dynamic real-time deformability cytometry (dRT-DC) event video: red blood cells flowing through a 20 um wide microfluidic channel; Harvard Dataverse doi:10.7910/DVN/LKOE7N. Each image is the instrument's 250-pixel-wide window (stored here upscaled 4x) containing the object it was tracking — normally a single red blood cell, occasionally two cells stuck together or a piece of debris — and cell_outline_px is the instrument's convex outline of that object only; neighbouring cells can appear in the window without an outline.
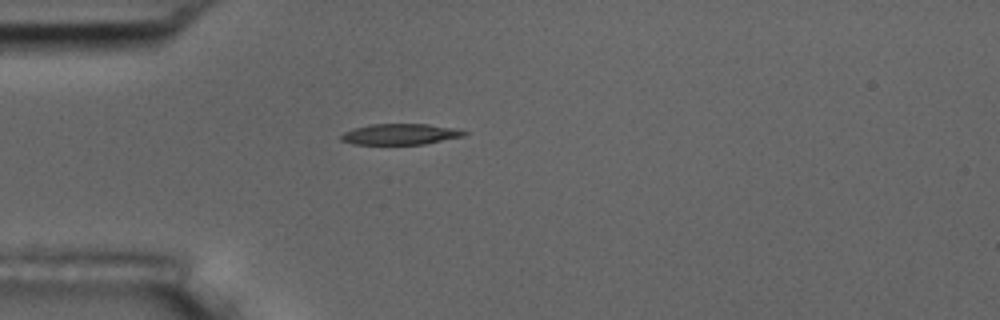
{"species": "common noctule bat (a hibernating species)", "species_latin": "Nyctalus noctula", "temperature_condition": "room temperature", "stored_images_in_passage": 1, "camera_frame_rate_fps": 3000, "um_per_image_px": 0.085, "animal": {"sex": "male", "body_mass_g": 17.5, "forearm_length_mm": 52.3}, "frame": {"image": 1, "passage_image": 1, "time_ms": 0.0, "image_size_px": [1000, 320], "cell_outline_px": [[468, 132], [464, 136], [424, 144], [352, 144], [340, 140], [340, 136], [344, 132], [352, 128], [372, 124], [428, 124], [452, 128]], "centroid_in_image_um": [33.97, 11.41], "position_along_channel_um": 51.0, "area_um2": 14.91}}